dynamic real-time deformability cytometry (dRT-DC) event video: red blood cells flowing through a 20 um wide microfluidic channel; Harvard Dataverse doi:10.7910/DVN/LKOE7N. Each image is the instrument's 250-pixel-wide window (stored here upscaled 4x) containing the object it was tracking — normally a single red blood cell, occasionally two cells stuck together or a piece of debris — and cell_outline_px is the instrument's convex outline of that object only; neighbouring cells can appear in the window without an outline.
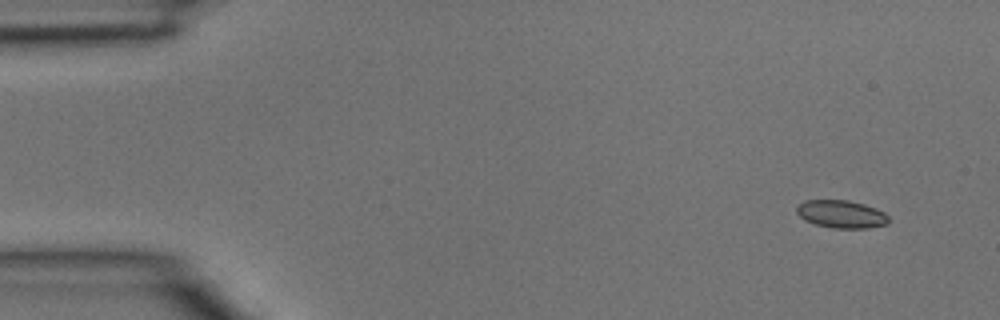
{"species": "common noctule bat (a hibernating species)", "species_latin": "Nyctalus noctula", "temperature_condition": "room temperature", "stored_images_in_passage": 4, "camera_frame_rate_fps": 3000, "um_per_image_px": 0.085, "animal": {"sex": "male", "body_mass_g": 15.6}, "frame": {"image": 1, "passage_image": 1, "time_ms": 0.0, "image_size_px": [1000, 320], "cell_outline_px": [[888, 224], [868, 228], [832, 228], [816, 224], [804, 220], [796, 212], [796, 208], [804, 200], [848, 200], [864, 204], [876, 208], [884, 212], [888, 216]], "centroid_in_image_um": [71.52, 18.2], "position_along_channel_um": 13.5, "area_um2": 14.91}}
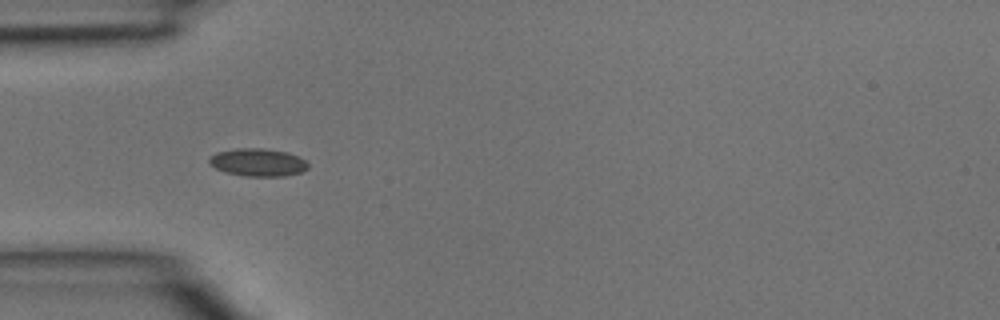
{"frame": {"image": 2, "passage_image": 4, "time_ms": 1.0, "image_size_px": [1000, 320], "cell_outline_px": [[308, 168], [300, 172], [284, 176], [244, 176], [224, 172], [208, 164], [208, 156], [216, 152], [236, 148], [264, 148], [288, 152], [304, 160], [308, 164]], "centroid_in_image_um": [21.86, 13.79], "position_along_channel_um": 63.1, "area_um2": 16.13}}